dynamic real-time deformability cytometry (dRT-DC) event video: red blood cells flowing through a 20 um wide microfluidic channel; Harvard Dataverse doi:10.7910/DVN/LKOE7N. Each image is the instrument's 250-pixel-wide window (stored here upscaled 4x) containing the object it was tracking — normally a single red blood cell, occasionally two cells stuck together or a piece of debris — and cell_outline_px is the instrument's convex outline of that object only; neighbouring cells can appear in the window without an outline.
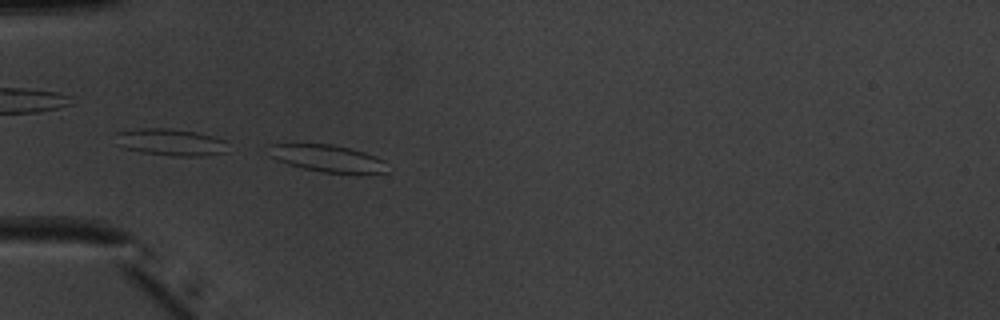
{"species": "common noctule bat (a hibernating species)", "species_latin": "Nyctalus noctula", "temperature_condition": "warm", "stored_images_in_passage": 22, "camera_frame_rate_fps": 3000, "um_per_image_px": 0.085, "animal": {"sex": "male", "body_mass_g": 20.1, "forearm_length_mm": 53.5}, "frame": {"image": 1, "passage_image": 16, "time_ms": 5.0, "image_size_px": [1000, 320], "cell_outline_px": [[388, 172], [368, 176], [356, 176], [320, 172], [300, 168], [276, 160], [268, 156], [268, 144], [332, 144], [352, 148], [376, 156], [384, 160]], "centroid_in_image_um": [27.91, 13.51], "position_along_channel_um": 57.1, "area_um2": 19.83}}
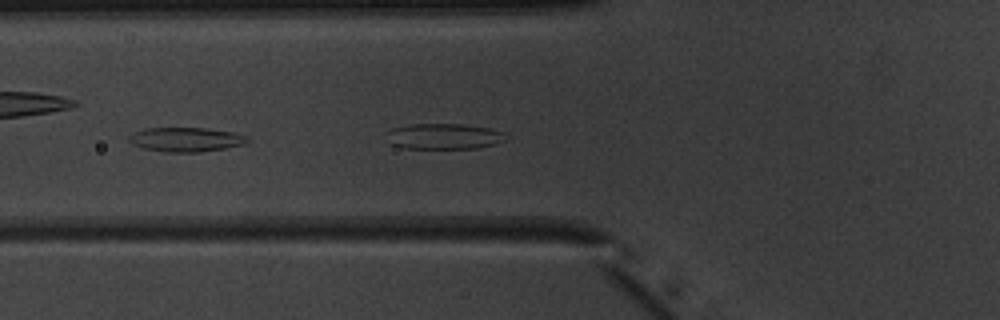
{"frame": {"image": 2, "passage_image": 19, "time_ms": 6.0, "image_size_px": [1000, 320], "cell_outline_px": [[248, 140], [244, 144], [224, 148], [200, 152], [168, 152], [144, 148], [132, 144], [128, 140], [128, 136], [144, 128], [204, 128], [236, 132], [248, 136]], "centroid_in_image_um": [15.82, 11.85], "position_along_channel_um": 110.0, "area_um2": 16.7}}